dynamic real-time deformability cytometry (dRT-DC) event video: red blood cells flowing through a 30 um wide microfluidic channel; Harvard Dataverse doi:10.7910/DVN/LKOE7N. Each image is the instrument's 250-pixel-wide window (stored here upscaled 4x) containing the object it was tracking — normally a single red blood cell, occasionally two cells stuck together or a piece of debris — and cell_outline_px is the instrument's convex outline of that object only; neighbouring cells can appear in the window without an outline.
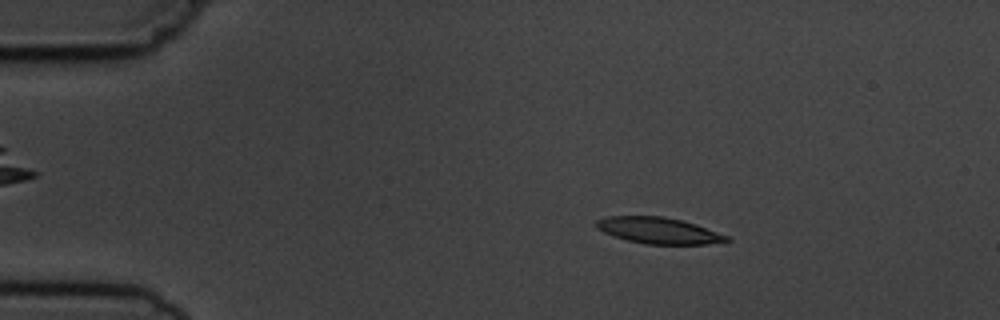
{"species": "common noctule bat (a hibernating species)", "species_latin": "Nyctalus noctula", "temperature_condition": "cold", "stored_images_in_passage": 3, "camera_frame_rate_fps": 3000, "um_per_image_px": 0.085, "animal": {"sex": "male", "body_mass_g": 19.5, "forearm_length_mm": 54.6}, "frame": {"image": 1, "passage_image": 2, "time_ms": 1.333, "image_size_px": [1000, 320], "cell_outline_px": [[732, 240], [708, 244], [644, 244], [612, 236], [596, 228], [596, 220], [604, 216], [664, 216], [696, 224], [728, 236]], "centroid_in_image_um": [55.95, 19.59], "position_along_channel_um": 29.1, "area_um2": 19.94}}